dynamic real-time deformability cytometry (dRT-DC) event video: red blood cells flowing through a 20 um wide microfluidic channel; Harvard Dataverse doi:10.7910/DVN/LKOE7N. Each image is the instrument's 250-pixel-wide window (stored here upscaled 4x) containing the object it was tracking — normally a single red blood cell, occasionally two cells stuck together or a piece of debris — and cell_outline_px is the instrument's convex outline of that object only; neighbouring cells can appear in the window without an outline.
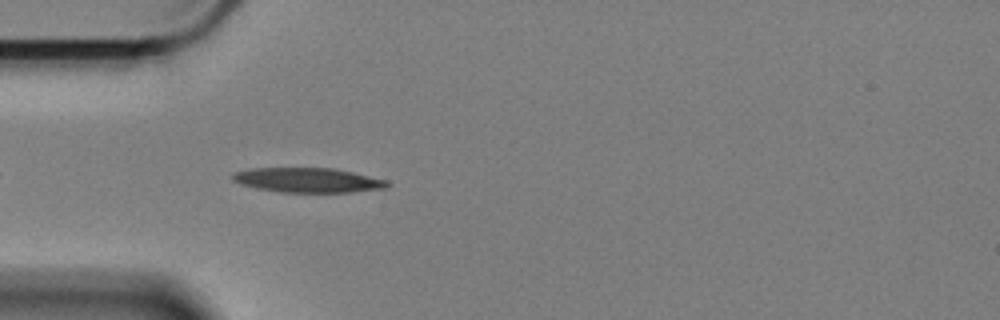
{"species": "Egyptian fruit bat (a non-hibernating species)", "species_latin": "Rousettus aegyptiacus", "temperature_condition": "cold", "stored_images_in_passage": 42, "camera_frame_rate_fps": 3000, "um_per_image_px": 0.085, "animal": {"sex": "female"}, "frame": {"image": 1, "passage_image": 1, "time_ms": 0.0, "image_size_px": [1000, 320], "cell_outline_px": [[392, 184], [388, 188], [352, 192], [280, 192], [256, 188], [240, 184], [232, 180], [232, 176], [236, 172], [252, 168], [332, 168], [352, 172], [388, 180]], "centroid_in_image_um": [26.22, 15.32], "position_along_channel_um": 58.8, "area_um2": 22.25}}
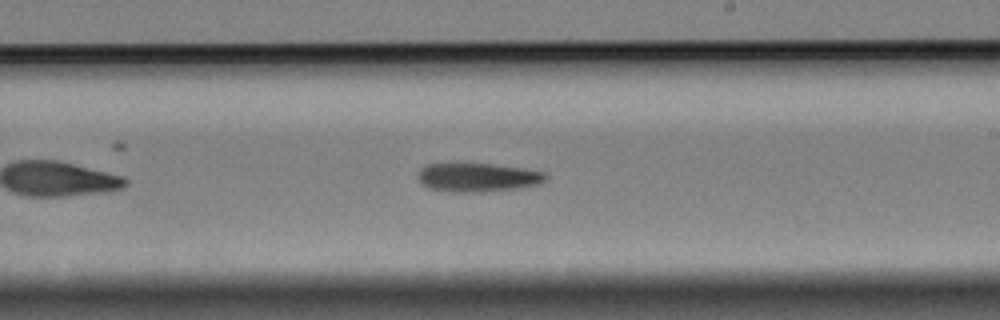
{"frame": {"image": 2, "passage_image": 18, "time_ms": 5.667, "image_size_px": [1000, 320], "cell_outline_px": [[548, 176], [540, 184], [516, 188], [480, 192], [448, 192], [428, 188], [420, 184], [416, 176], [420, 168], [428, 164], [492, 164], [524, 168], [544, 172]], "centroid_in_image_um": [40.55, 15.08], "position_along_channel_um": 248.4, "area_um2": 21.5}}
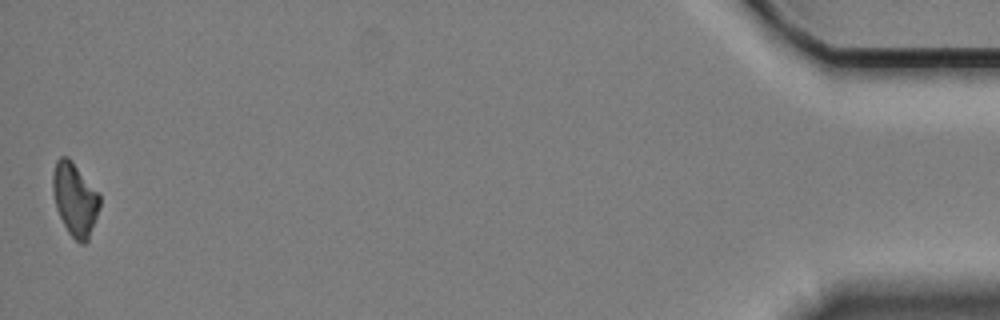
{"frame": {"image": 3, "passage_image": 42, "time_ms": 13.667, "image_size_px": [1000, 320], "cell_outline_px": [[100, 208], [88, 240], [84, 244], [80, 244], [68, 232], [56, 208], [52, 192], [52, 172], [56, 160], [60, 156], [68, 156], [72, 160], [100, 192]], "centroid_in_image_um": [6.37, 16.89], "position_along_channel_um": 428.8, "area_um2": 20.4}, "authors_computed_cell_mechanics": {"area_um2": 21.2704, "velocity_mm_per_s": 3.3937, "shape_relaxation_time_tau1_ms": 7.8904, "shape_relaxation_time_tau2_ms": null, "deformation_change_tau1": 0.172, "deformation_change_tau2": null}}